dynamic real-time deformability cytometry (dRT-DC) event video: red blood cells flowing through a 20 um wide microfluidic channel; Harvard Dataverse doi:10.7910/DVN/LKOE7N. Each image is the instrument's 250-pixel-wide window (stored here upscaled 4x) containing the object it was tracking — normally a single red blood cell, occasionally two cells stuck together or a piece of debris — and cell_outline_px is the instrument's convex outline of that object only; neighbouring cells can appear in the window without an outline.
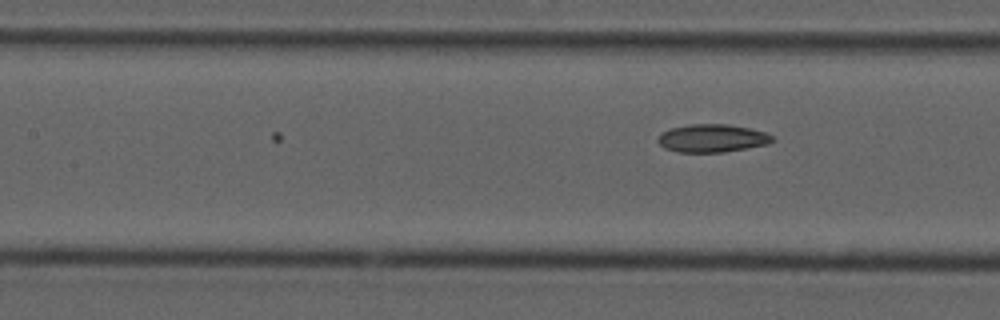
{"species": "common noctule bat (a hibernating species)", "species_latin": "Nyctalus noctula", "temperature_condition": "cold", "stored_images_in_passage": 13, "camera_frame_rate_fps": 3000, "um_per_image_px": 0.085, "animal": {"sex": "male", "forearm_length_mm": 52.5}, "frame": {"image": 1, "passage_image": 13, "time_ms": 4.0, "image_size_px": [1000, 320], "cell_outline_px": [[776, 140], [768, 144], [724, 152], [680, 152], [664, 148], [656, 140], [664, 132], [672, 128], [688, 124], [728, 124], [748, 128], [764, 132], [772, 136]], "centroid_in_image_um": [60.55, 11.75], "position_along_channel_um": 146.9, "area_um2": 18.5}}